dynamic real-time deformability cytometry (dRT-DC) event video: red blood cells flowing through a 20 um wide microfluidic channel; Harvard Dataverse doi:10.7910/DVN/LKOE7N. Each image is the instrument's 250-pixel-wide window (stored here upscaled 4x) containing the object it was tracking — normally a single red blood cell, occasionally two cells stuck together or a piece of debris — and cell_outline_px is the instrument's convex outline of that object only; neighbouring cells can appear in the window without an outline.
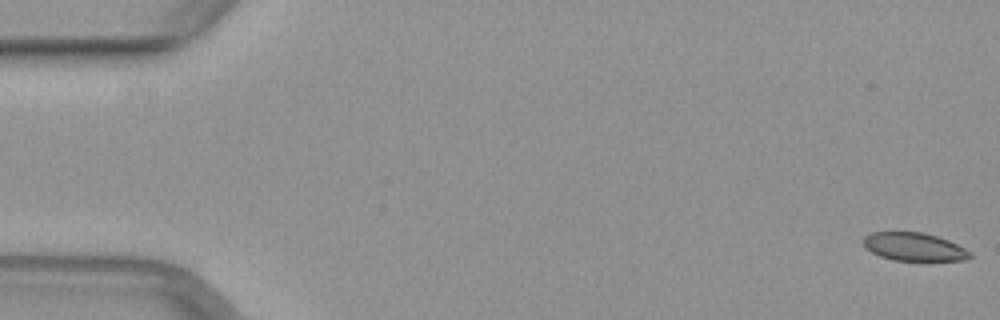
{"species": "common noctule bat (a hibernating species)", "species_latin": "Nyctalus noctula", "temperature_condition": "warm", "stored_images_in_passage": 11, "camera_frame_rate_fps": 3000, "um_per_image_px": 0.085, "animal": {"sex": "female", "body_mass_g": 29.2, "forearm_length_mm": 56.3}, "frame": {"image": 1, "passage_image": 1, "time_ms": 0.0, "image_size_px": [1000, 320], "cell_outline_px": [[972, 256], [968, 260], [892, 260], [880, 256], [864, 248], [864, 236], [872, 232], [924, 232], [948, 240], [972, 252]], "centroid_in_image_um": [77.69, 20.98], "position_along_channel_um": 7.3, "area_um2": 17.46}}